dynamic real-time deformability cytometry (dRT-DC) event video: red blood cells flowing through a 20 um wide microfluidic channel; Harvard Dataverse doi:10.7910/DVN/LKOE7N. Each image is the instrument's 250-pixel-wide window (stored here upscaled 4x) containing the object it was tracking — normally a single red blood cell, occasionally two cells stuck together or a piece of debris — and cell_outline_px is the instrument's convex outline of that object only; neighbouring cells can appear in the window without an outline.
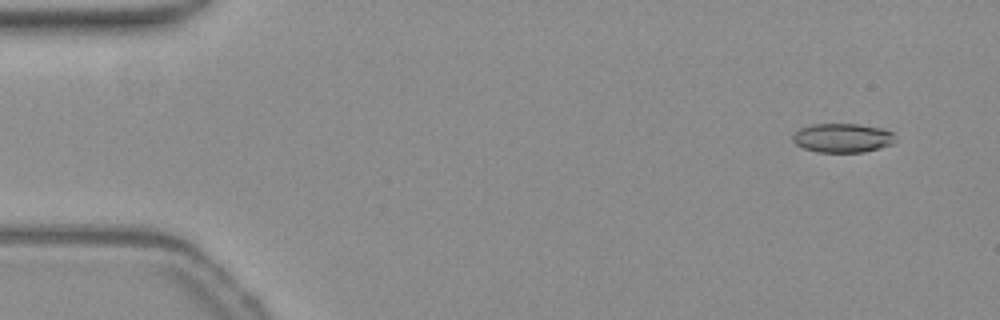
{"species": "common noctule bat (a hibernating species)", "species_latin": "Nyctalus noctula", "temperature_condition": "warm", "stored_images_in_passage": 18, "camera_frame_rate_fps": 3000, "um_per_image_px": 0.085, "animal": {"sex": "female", "body_mass_g": 19.3, "forearm_length_mm": 54.1}, "frame": {"image": 1, "passage_image": 4, "time_ms": 1.0, "image_size_px": [1000, 320], "cell_outline_px": [[896, 140], [892, 144], [864, 152], [816, 152], [804, 148], [796, 144], [792, 140], [792, 136], [800, 128], [812, 124], [856, 124], [880, 128], [892, 132]], "centroid_in_image_um": [71.59, 11.73], "position_along_channel_um": 13.4, "area_um2": 17.28}}
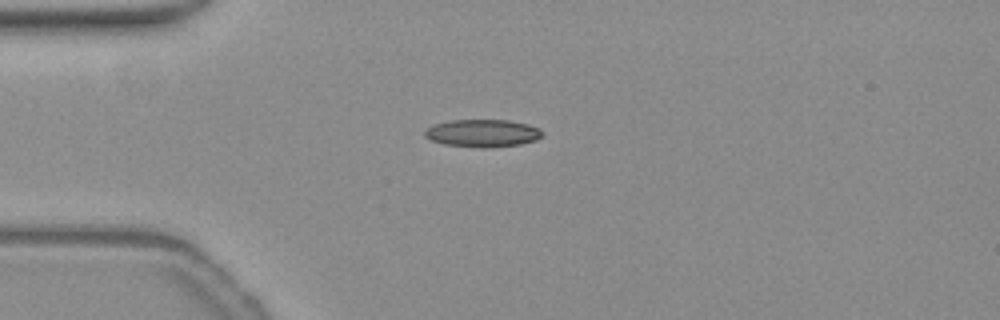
{"frame": {"image": 2, "passage_image": 14, "time_ms": 4.333, "image_size_px": [1000, 320], "cell_outline_px": [[544, 136], [536, 140], [520, 144], [492, 148], [480, 148], [444, 144], [432, 140], [424, 136], [424, 128], [432, 124], [452, 120], [508, 120], [528, 124], [540, 128], [544, 132]], "centroid_in_image_um": [41.03, 11.32], "position_along_channel_um": 44.0, "area_um2": 19.25}}
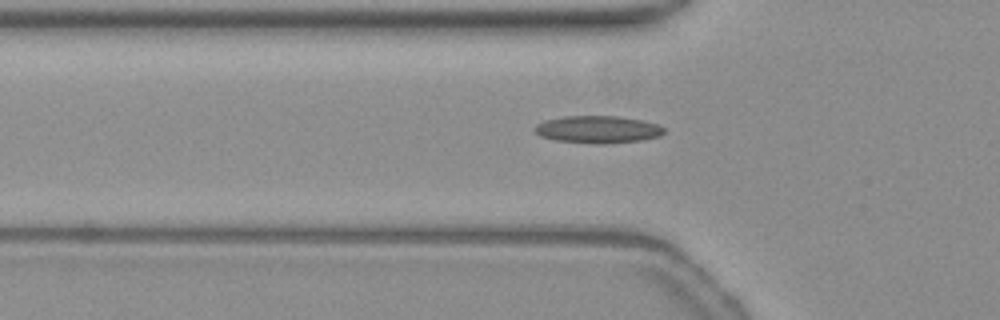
{"frame": {"image": 3, "passage_image": 18, "time_ms": 5.667, "image_size_px": [1000, 320], "cell_outline_px": [[664, 132], [660, 136], [640, 140], [604, 144], [596, 144], [556, 140], [540, 136], [532, 128], [536, 124], [548, 120], [564, 116], [616, 116], [644, 120], [660, 124], [664, 128]], "centroid_in_image_um": [50.84, 11.0], "position_along_channel_um": 75.0, "area_um2": 20.63}}